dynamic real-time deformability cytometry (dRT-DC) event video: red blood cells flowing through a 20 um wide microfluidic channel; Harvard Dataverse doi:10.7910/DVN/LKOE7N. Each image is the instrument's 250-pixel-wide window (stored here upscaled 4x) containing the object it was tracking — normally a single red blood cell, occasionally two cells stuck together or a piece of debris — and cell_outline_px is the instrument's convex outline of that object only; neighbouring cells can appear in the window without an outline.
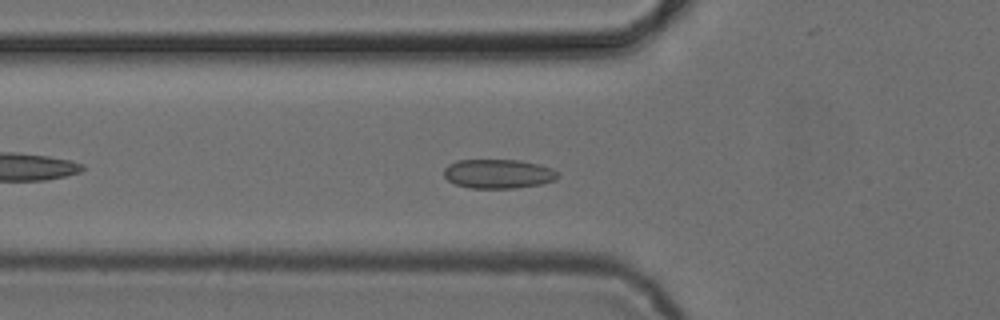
{"species": "common noctule bat (a hibernating species)", "species_latin": "Nyctalus noctula", "temperature_condition": "cold", "stored_images_in_passage": 43, "camera_frame_rate_fps": 3000, "um_per_image_px": 0.085, "animal": {"sex": "female", "body_mass_g": 24.6, "forearm_length_mm": 56.2}, "frame": {"image": 1, "passage_image": 8, "time_ms": 2.333, "image_size_px": [1000, 320], "cell_outline_px": [[560, 176], [556, 180], [540, 184], [512, 188], [468, 188], [456, 184], [448, 180], [444, 176], [444, 168], [448, 164], [456, 160], [520, 160], [540, 164], [552, 168], [560, 172]], "centroid_in_image_um": [42.38, 14.76], "position_along_channel_um": 83.4, "area_um2": 19.59}}
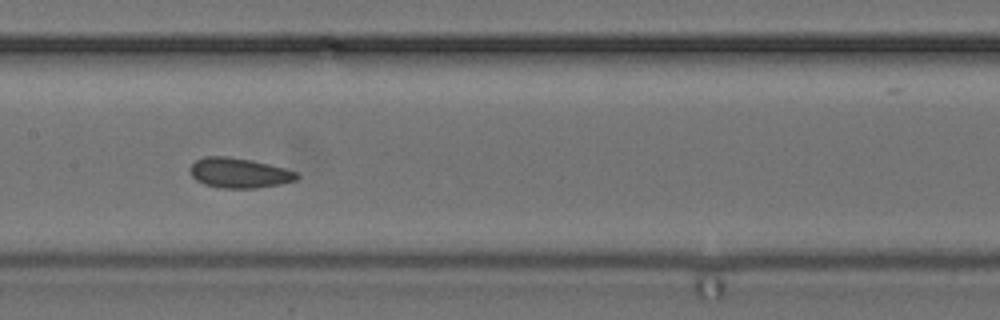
{"frame": {"image": 2, "passage_image": 16, "time_ms": 5.0, "image_size_px": [1000, 320], "cell_outline_px": [[300, 176], [296, 180], [280, 184], [256, 188], [220, 188], [204, 184], [196, 180], [192, 176], [192, 164], [196, 160], [204, 156], [228, 156], [252, 160], [284, 168], [296, 172]], "centroid_in_image_um": [20.34, 14.7], "position_along_channel_um": 187.1, "area_um2": 18.55}}
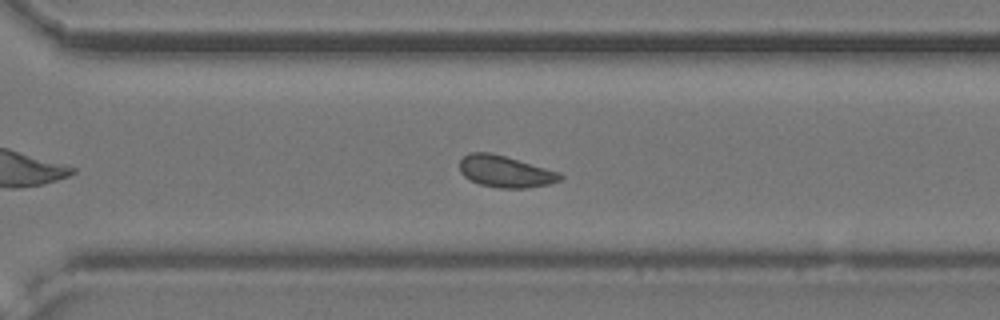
{"frame": {"image": 3, "passage_image": 27, "time_ms": 8.667, "image_size_px": [1000, 320], "cell_outline_px": [[564, 176], [560, 180], [548, 184], [528, 188], [496, 188], [480, 184], [464, 176], [460, 172], [460, 160], [468, 152], [488, 152], [504, 156], [560, 172]], "centroid_in_image_um": [42.94, 14.58], "position_along_channel_um": 327.7, "area_um2": 18.44}, "authors_computed_cell_mechanics": {"area_um2": 18.5538, "velocity_mm_per_s": 3.8589, "shape_relaxation_time_tau1_ms": 3.0459, "shape_relaxation_time_tau2_ms": 1.0549, "deformation_change_tau1": 0.0547, "deformation_change_tau2": 0.0403}}